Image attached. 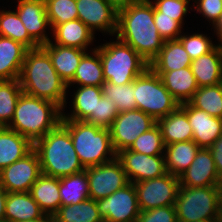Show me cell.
Masks as SVG:
<instances>
[{
    "label": "cell",
    "instance_id": "18",
    "mask_svg": "<svg viewBox=\"0 0 222 222\" xmlns=\"http://www.w3.org/2000/svg\"><path fill=\"white\" fill-rule=\"evenodd\" d=\"M185 114L193 131V141L200 148H209L222 135V119L185 103Z\"/></svg>",
    "mask_w": 222,
    "mask_h": 222
},
{
    "label": "cell",
    "instance_id": "13",
    "mask_svg": "<svg viewBox=\"0 0 222 222\" xmlns=\"http://www.w3.org/2000/svg\"><path fill=\"white\" fill-rule=\"evenodd\" d=\"M99 215L110 222H137L140 214L134 183L96 201Z\"/></svg>",
    "mask_w": 222,
    "mask_h": 222
},
{
    "label": "cell",
    "instance_id": "51",
    "mask_svg": "<svg viewBox=\"0 0 222 222\" xmlns=\"http://www.w3.org/2000/svg\"><path fill=\"white\" fill-rule=\"evenodd\" d=\"M21 222H47V214H45L43 217L27 220V221H21Z\"/></svg>",
    "mask_w": 222,
    "mask_h": 222
},
{
    "label": "cell",
    "instance_id": "55",
    "mask_svg": "<svg viewBox=\"0 0 222 222\" xmlns=\"http://www.w3.org/2000/svg\"><path fill=\"white\" fill-rule=\"evenodd\" d=\"M38 1H42V2H45V3H46L48 0H38Z\"/></svg>",
    "mask_w": 222,
    "mask_h": 222
},
{
    "label": "cell",
    "instance_id": "47",
    "mask_svg": "<svg viewBox=\"0 0 222 222\" xmlns=\"http://www.w3.org/2000/svg\"><path fill=\"white\" fill-rule=\"evenodd\" d=\"M7 192L0 186V222H5Z\"/></svg>",
    "mask_w": 222,
    "mask_h": 222
},
{
    "label": "cell",
    "instance_id": "20",
    "mask_svg": "<svg viewBox=\"0 0 222 222\" xmlns=\"http://www.w3.org/2000/svg\"><path fill=\"white\" fill-rule=\"evenodd\" d=\"M190 67L198 87L222 83V45L192 60Z\"/></svg>",
    "mask_w": 222,
    "mask_h": 222
},
{
    "label": "cell",
    "instance_id": "25",
    "mask_svg": "<svg viewBox=\"0 0 222 222\" xmlns=\"http://www.w3.org/2000/svg\"><path fill=\"white\" fill-rule=\"evenodd\" d=\"M33 149V144L18 132L1 126L0 128V171L23 158Z\"/></svg>",
    "mask_w": 222,
    "mask_h": 222
},
{
    "label": "cell",
    "instance_id": "33",
    "mask_svg": "<svg viewBox=\"0 0 222 222\" xmlns=\"http://www.w3.org/2000/svg\"><path fill=\"white\" fill-rule=\"evenodd\" d=\"M0 36L20 42L28 49L40 47L29 36L16 11H0Z\"/></svg>",
    "mask_w": 222,
    "mask_h": 222
},
{
    "label": "cell",
    "instance_id": "7",
    "mask_svg": "<svg viewBox=\"0 0 222 222\" xmlns=\"http://www.w3.org/2000/svg\"><path fill=\"white\" fill-rule=\"evenodd\" d=\"M222 186H179L175 200L177 222L220 219Z\"/></svg>",
    "mask_w": 222,
    "mask_h": 222
},
{
    "label": "cell",
    "instance_id": "27",
    "mask_svg": "<svg viewBox=\"0 0 222 222\" xmlns=\"http://www.w3.org/2000/svg\"><path fill=\"white\" fill-rule=\"evenodd\" d=\"M59 188V178L42 173L32 185L30 194L45 214L52 215L55 214L61 206Z\"/></svg>",
    "mask_w": 222,
    "mask_h": 222
},
{
    "label": "cell",
    "instance_id": "29",
    "mask_svg": "<svg viewBox=\"0 0 222 222\" xmlns=\"http://www.w3.org/2000/svg\"><path fill=\"white\" fill-rule=\"evenodd\" d=\"M199 149L193 140L166 145L164 156L167 172L179 177L191 165Z\"/></svg>",
    "mask_w": 222,
    "mask_h": 222
},
{
    "label": "cell",
    "instance_id": "44",
    "mask_svg": "<svg viewBox=\"0 0 222 222\" xmlns=\"http://www.w3.org/2000/svg\"><path fill=\"white\" fill-rule=\"evenodd\" d=\"M137 222H177L174 205L140 211Z\"/></svg>",
    "mask_w": 222,
    "mask_h": 222
},
{
    "label": "cell",
    "instance_id": "39",
    "mask_svg": "<svg viewBox=\"0 0 222 222\" xmlns=\"http://www.w3.org/2000/svg\"><path fill=\"white\" fill-rule=\"evenodd\" d=\"M165 144L160 128L155 124L148 131L137 137L129 150L146 155H164Z\"/></svg>",
    "mask_w": 222,
    "mask_h": 222
},
{
    "label": "cell",
    "instance_id": "5",
    "mask_svg": "<svg viewBox=\"0 0 222 222\" xmlns=\"http://www.w3.org/2000/svg\"><path fill=\"white\" fill-rule=\"evenodd\" d=\"M61 124L69 131L74 149L85 169L116 158L110 129L76 120H61Z\"/></svg>",
    "mask_w": 222,
    "mask_h": 222
},
{
    "label": "cell",
    "instance_id": "40",
    "mask_svg": "<svg viewBox=\"0 0 222 222\" xmlns=\"http://www.w3.org/2000/svg\"><path fill=\"white\" fill-rule=\"evenodd\" d=\"M118 114L119 111L114 100L102 96L96 106V115H90L85 122L100 128L109 129Z\"/></svg>",
    "mask_w": 222,
    "mask_h": 222
},
{
    "label": "cell",
    "instance_id": "8",
    "mask_svg": "<svg viewBox=\"0 0 222 222\" xmlns=\"http://www.w3.org/2000/svg\"><path fill=\"white\" fill-rule=\"evenodd\" d=\"M134 97L137 109L155 121L176 110L180 104L165 88L159 75L148 68L134 80Z\"/></svg>",
    "mask_w": 222,
    "mask_h": 222
},
{
    "label": "cell",
    "instance_id": "48",
    "mask_svg": "<svg viewBox=\"0 0 222 222\" xmlns=\"http://www.w3.org/2000/svg\"><path fill=\"white\" fill-rule=\"evenodd\" d=\"M107 2L114 5L117 9L128 6L130 3H134L139 0H106Z\"/></svg>",
    "mask_w": 222,
    "mask_h": 222
},
{
    "label": "cell",
    "instance_id": "42",
    "mask_svg": "<svg viewBox=\"0 0 222 222\" xmlns=\"http://www.w3.org/2000/svg\"><path fill=\"white\" fill-rule=\"evenodd\" d=\"M153 2V6L161 12V16L172 17L183 25L182 21L189 10L190 0H154Z\"/></svg>",
    "mask_w": 222,
    "mask_h": 222
},
{
    "label": "cell",
    "instance_id": "21",
    "mask_svg": "<svg viewBox=\"0 0 222 222\" xmlns=\"http://www.w3.org/2000/svg\"><path fill=\"white\" fill-rule=\"evenodd\" d=\"M160 76L165 88L179 104L189 102L198 89L191 67L174 71H153Z\"/></svg>",
    "mask_w": 222,
    "mask_h": 222
},
{
    "label": "cell",
    "instance_id": "30",
    "mask_svg": "<svg viewBox=\"0 0 222 222\" xmlns=\"http://www.w3.org/2000/svg\"><path fill=\"white\" fill-rule=\"evenodd\" d=\"M73 96V111L70 115L62 112L61 120L86 121L90 115H96V106L102 98L101 87L80 86Z\"/></svg>",
    "mask_w": 222,
    "mask_h": 222
},
{
    "label": "cell",
    "instance_id": "31",
    "mask_svg": "<svg viewBox=\"0 0 222 222\" xmlns=\"http://www.w3.org/2000/svg\"><path fill=\"white\" fill-rule=\"evenodd\" d=\"M93 54L89 55V53H85L80 60L79 66L76 69L73 80L67 85H73L75 83L78 86H97L101 87V85L105 82L103 77V66L100 59L99 52L96 48L92 50Z\"/></svg>",
    "mask_w": 222,
    "mask_h": 222
},
{
    "label": "cell",
    "instance_id": "9",
    "mask_svg": "<svg viewBox=\"0 0 222 222\" xmlns=\"http://www.w3.org/2000/svg\"><path fill=\"white\" fill-rule=\"evenodd\" d=\"M140 211L174 205L179 190V177L170 173L134 183Z\"/></svg>",
    "mask_w": 222,
    "mask_h": 222
},
{
    "label": "cell",
    "instance_id": "16",
    "mask_svg": "<svg viewBox=\"0 0 222 222\" xmlns=\"http://www.w3.org/2000/svg\"><path fill=\"white\" fill-rule=\"evenodd\" d=\"M179 183L195 188L222 186L209 148L199 149L191 165L179 176Z\"/></svg>",
    "mask_w": 222,
    "mask_h": 222
},
{
    "label": "cell",
    "instance_id": "23",
    "mask_svg": "<svg viewBox=\"0 0 222 222\" xmlns=\"http://www.w3.org/2000/svg\"><path fill=\"white\" fill-rule=\"evenodd\" d=\"M28 50L22 43L0 36V80L19 79Z\"/></svg>",
    "mask_w": 222,
    "mask_h": 222
},
{
    "label": "cell",
    "instance_id": "14",
    "mask_svg": "<svg viewBox=\"0 0 222 222\" xmlns=\"http://www.w3.org/2000/svg\"><path fill=\"white\" fill-rule=\"evenodd\" d=\"M116 158L121 162L130 183L165 175L166 163L164 155H146L129 149L119 151Z\"/></svg>",
    "mask_w": 222,
    "mask_h": 222
},
{
    "label": "cell",
    "instance_id": "34",
    "mask_svg": "<svg viewBox=\"0 0 222 222\" xmlns=\"http://www.w3.org/2000/svg\"><path fill=\"white\" fill-rule=\"evenodd\" d=\"M189 103L210 116L222 119V83L198 87Z\"/></svg>",
    "mask_w": 222,
    "mask_h": 222
},
{
    "label": "cell",
    "instance_id": "17",
    "mask_svg": "<svg viewBox=\"0 0 222 222\" xmlns=\"http://www.w3.org/2000/svg\"><path fill=\"white\" fill-rule=\"evenodd\" d=\"M16 12L20 17L29 36L42 46L51 41L45 29L50 23L46 13L45 2L38 0H18Z\"/></svg>",
    "mask_w": 222,
    "mask_h": 222
},
{
    "label": "cell",
    "instance_id": "54",
    "mask_svg": "<svg viewBox=\"0 0 222 222\" xmlns=\"http://www.w3.org/2000/svg\"><path fill=\"white\" fill-rule=\"evenodd\" d=\"M100 222H110V221H107V220L102 219Z\"/></svg>",
    "mask_w": 222,
    "mask_h": 222
},
{
    "label": "cell",
    "instance_id": "28",
    "mask_svg": "<svg viewBox=\"0 0 222 222\" xmlns=\"http://www.w3.org/2000/svg\"><path fill=\"white\" fill-rule=\"evenodd\" d=\"M191 59L182 43L166 40L157 56L150 62L152 71H174L191 66Z\"/></svg>",
    "mask_w": 222,
    "mask_h": 222
},
{
    "label": "cell",
    "instance_id": "22",
    "mask_svg": "<svg viewBox=\"0 0 222 222\" xmlns=\"http://www.w3.org/2000/svg\"><path fill=\"white\" fill-rule=\"evenodd\" d=\"M165 146L177 142L193 140V131L185 114V103L156 121Z\"/></svg>",
    "mask_w": 222,
    "mask_h": 222
},
{
    "label": "cell",
    "instance_id": "49",
    "mask_svg": "<svg viewBox=\"0 0 222 222\" xmlns=\"http://www.w3.org/2000/svg\"><path fill=\"white\" fill-rule=\"evenodd\" d=\"M213 27L216 30L215 31L217 33L216 35L218 36V39L220 41L219 45H222V17Z\"/></svg>",
    "mask_w": 222,
    "mask_h": 222
},
{
    "label": "cell",
    "instance_id": "32",
    "mask_svg": "<svg viewBox=\"0 0 222 222\" xmlns=\"http://www.w3.org/2000/svg\"><path fill=\"white\" fill-rule=\"evenodd\" d=\"M59 194L61 206L79 204L89 198V184L86 170L61 177Z\"/></svg>",
    "mask_w": 222,
    "mask_h": 222
},
{
    "label": "cell",
    "instance_id": "35",
    "mask_svg": "<svg viewBox=\"0 0 222 222\" xmlns=\"http://www.w3.org/2000/svg\"><path fill=\"white\" fill-rule=\"evenodd\" d=\"M55 215L66 222H100L96 200L88 198L79 204L60 206Z\"/></svg>",
    "mask_w": 222,
    "mask_h": 222
},
{
    "label": "cell",
    "instance_id": "3",
    "mask_svg": "<svg viewBox=\"0 0 222 222\" xmlns=\"http://www.w3.org/2000/svg\"><path fill=\"white\" fill-rule=\"evenodd\" d=\"M61 119L62 109L57 104L22 92L16 103L13 119L7 127L34 144L54 130Z\"/></svg>",
    "mask_w": 222,
    "mask_h": 222
},
{
    "label": "cell",
    "instance_id": "37",
    "mask_svg": "<svg viewBox=\"0 0 222 222\" xmlns=\"http://www.w3.org/2000/svg\"><path fill=\"white\" fill-rule=\"evenodd\" d=\"M101 90L103 96L114 100L119 113L137 109L134 97V81L122 85L104 82L101 85Z\"/></svg>",
    "mask_w": 222,
    "mask_h": 222
},
{
    "label": "cell",
    "instance_id": "41",
    "mask_svg": "<svg viewBox=\"0 0 222 222\" xmlns=\"http://www.w3.org/2000/svg\"><path fill=\"white\" fill-rule=\"evenodd\" d=\"M178 40L182 43L191 60H194L202 55L208 54L217 45L203 34L180 35Z\"/></svg>",
    "mask_w": 222,
    "mask_h": 222
},
{
    "label": "cell",
    "instance_id": "43",
    "mask_svg": "<svg viewBox=\"0 0 222 222\" xmlns=\"http://www.w3.org/2000/svg\"><path fill=\"white\" fill-rule=\"evenodd\" d=\"M154 23L164 41L177 40L181 35L182 25L172 17L161 16V12H159L155 7Z\"/></svg>",
    "mask_w": 222,
    "mask_h": 222
},
{
    "label": "cell",
    "instance_id": "2",
    "mask_svg": "<svg viewBox=\"0 0 222 222\" xmlns=\"http://www.w3.org/2000/svg\"><path fill=\"white\" fill-rule=\"evenodd\" d=\"M19 83L24 93L65 108L67 84L53 67L49 54L40 46L26 52Z\"/></svg>",
    "mask_w": 222,
    "mask_h": 222
},
{
    "label": "cell",
    "instance_id": "6",
    "mask_svg": "<svg viewBox=\"0 0 222 222\" xmlns=\"http://www.w3.org/2000/svg\"><path fill=\"white\" fill-rule=\"evenodd\" d=\"M117 40L100 45L96 49L102 62L105 82L128 84L142 75L149 68V63L131 46Z\"/></svg>",
    "mask_w": 222,
    "mask_h": 222
},
{
    "label": "cell",
    "instance_id": "52",
    "mask_svg": "<svg viewBox=\"0 0 222 222\" xmlns=\"http://www.w3.org/2000/svg\"><path fill=\"white\" fill-rule=\"evenodd\" d=\"M219 222H222V194H221V202H220V219Z\"/></svg>",
    "mask_w": 222,
    "mask_h": 222
},
{
    "label": "cell",
    "instance_id": "38",
    "mask_svg": "<svg viewBox=\"0 0 222 222\" xmlns=\"http://www.w3.org/2000/svg\"><path fill=\"white\" fill-rule=\"evenodd\" d=\"M45 6L51 30L59 24L78 19L76 0H48Z\"/></svg>",
    "mask_w": 222,
    "mask_h": 222
},
{
    "label": "cell",
    "instance_id": "15",
    "mask_svg": "<svg viewBox=\"0 0 222 222\" xmlns=\"http://www.w3.org/2000/svg\"><path fill=\"white\" fill-rule=\"evenodd\" d=\"M76 6L78 19L91 31L116 34L118 9L114 5L106 0H76Z\"/></svg>",
    "mask_w": 222,
    "mask_h": 222
},
{
    "label": "cell",
    "instance_id": "12",
    "mask_svg": "<svg viewBox=\"0 0 222 222\" xmlns=\"http://www.w3.org/2000/svg\"><path fill=\"white\" fill-rule=\"evenodd\" d=\"M42 174L37 152L32 149L23 158L0 171V186L8 192H30Z\"/></svg>",
    "mask_w": 222,
    "mask_h": 222
},
{
    "label": "cell",
    "instance_id": "4",
    "mask_svg": "<svg viewBox=\"0 0 222 222\" xmlns=\"http://www.w3.org/2000/svg\"><path fill=\"white\" fill-rule=\"evenodd\" d=\"M41 171L52 177H66L85 170L74 149L69 131L60 123L33 144Z\"/></svg>",
    "mask_w": 222,
    "mask_h": 222
},
{
    "label": "cell",
    "instance_id": "26",
    "mask_svg": "<svg viewBox=\"0 0 222 222\" xmlns=\"http://www.w3.org/2000/svg\"><path fill=\"white\" fill-rule=\"evenodd\" d=\"M52 31L55 37L54 44L64 47H75L87 50V46L94 40V32L80 19L59 24Z\"/></svg>",
    "mask_w": 222,
    "mask_h": 222
},
{
    "label": "cell",
    "instance_id": "19",
    "mask_svg": "<svg viewBox=\"0 0 222 222\" xmlns=\"http://www.w3.org/2000/svg\"><path fill=\"white\" fill-rule=\"evenodd\" d=\"M50 56L53 67L61 79L69 85L73 80L80 60L86 53L84 49L64 47L53 44V41L41 46Z\"/></svg>",
    "mask_w": 222,
    "mask_h": 222
},
{
    "label": "cell",
    "instance_id": "46",
    "mask_svg": "<svg viewBox=\"0 0 222 222\" xmlns=\"http://www.w3.org/2000/svg\"><path fill=\"white\" fill-rule=\"evenodd\" d=\"M213 156L218 178L222 183V135L209 147Z\"/></svg>",
    "mask_w": 222,
    "mask_h": 222
},
{
    "label": "cell",
    "instance_id": "24",
    "mask_svg": "<svg viewBox=\"0 0 222 222\" xmlns=\"http://www.w3.org/2000/svg\"><path fill=\"white\" fill-rule=\"evenodd\" d=\"M45 213L30 192H8L5 206V222H21L43 217Z\"/></svg>",
    "mask_w": 222,
    "mask_h": 222
},
{
    "label": "cell",
    "instance_id": "53",
    "mask_svg": "<svg viewBox=\"0 0 222 222\" xmlns=\"http://www.w3.org/2000/svg\"><path fill=\"white\" fill-rule=\"evenodd\" d=\"M195 222H219V221H214V220H200V221H195Z\"/></svg>",
    "mask_w": 222,
    "mask_h": 222
},
{
    "label": "cell",
    "instance_id": "11",
    "mask_svg": "<svg viewBox=\"0 0 222 222\" xmlns=\"http://www.w3.org/2000/svg\"><path fill=\"white\" fill-rule=\"evenodd\" d=\"M85 170L88 177L89 198L96 201L110 196L130 183L117 158Z\"/></svg>",
    "mask_w": 222,
    "mask_h": 222
},
{
    "label": "cell",
    "instance_id": "50",
    "mask_svg": "<svg viewBox=\"0 0 222 222\" xmlns=\"http://www.w3.org/2000/svg\"><path fill=\"white\" fill-rule=\"evenodd\" d=\"M47 222H66L58 218L55 214L47 215Z\"/></svg>",
    "mask_w": 222,
    "mask_h": 222
},
{
    "label": "cell",
    "instance_id": "10",
    "mask_svg": "<svg viewBox=\"0 0 222 222\" xmlns=\"http://www.w3.org/2000/svg\"><path fill=\"white\" fill-rule=\"evenodd\" d=\"M155 124L156 121L151 116L139 109L120 112L109 128L116 154L129 149L139 135L148 131Z\"/></svg>",
    "mask_w": 222,
    "mask_h": 222
},
{
    "label": "cell",
    "instance_id": "36",
    "mask_svg": "<svg viewBox=\"0 0 222 222\" xmlns=\"http://www.w3.org/2000/svg\"><path fill=\"white\" fill-rule=\"evenodd\" d=\"M19 79L0 80V125L8 126L22 93Z\"/></svg>",
    "mask_w": 222,
    "mask_h": 222
},
{
    "label": "cell",
    "instance_id": "1",
    "mask_svg": "<svg viewBox=\"0 0 222 222\" xmlns=\"http://www.w3.org/2000/svg\"><path fill=\"white\" fill-rule=\"evenodd\" d=\"M116 39L131 46L150 64L165 42L154 23L152 1L139 0L118 9Z\"/></svg>",
    "mask_w": 222,
    "mask_h": 222
},
{
    "label": "cell",
    "instance_id": "45",
    "mask_svg": "<svg viewBox=\"0 0 222 222\" xmlns=\"http://www.w3.org/2000/svg\"><path fill=\"white\" fill-rule=\"evenodd\" d=\"M199 1V2H197ZM195 10L212 21V26L222 17V0H196Z\"/></svg>",
    "mask_w": 222,
    "mask_h": 222
}]
</instances>
